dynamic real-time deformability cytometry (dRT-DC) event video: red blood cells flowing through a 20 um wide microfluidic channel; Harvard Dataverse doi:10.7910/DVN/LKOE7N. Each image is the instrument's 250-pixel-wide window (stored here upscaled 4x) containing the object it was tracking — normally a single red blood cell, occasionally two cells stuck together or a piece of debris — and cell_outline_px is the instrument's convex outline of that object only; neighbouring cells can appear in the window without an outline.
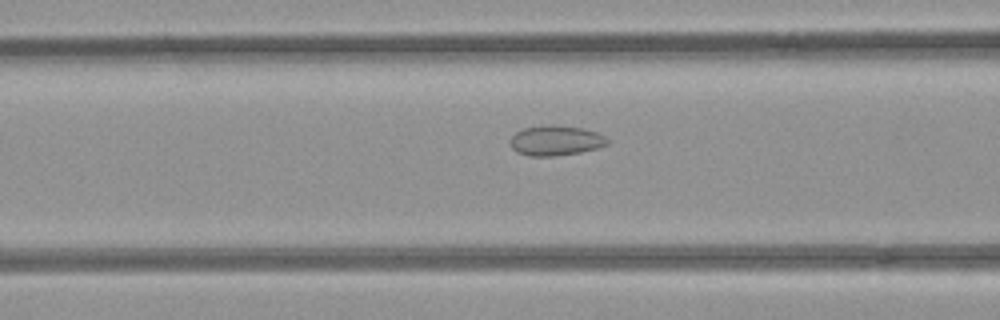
{"species": "common noctule bat (a hibernating species)", "species_latin": "Nyctalus noctula", "temperature_condition": "room temperature", "stored_images_in_passage": 35, "camera_frame_rate_fps": 3000, "um_per_image_px": 0.085, "animal": {"sex": "female", "body_mass_g": 21.9}, "frame": {"image": 1, "passage_image": 10, "time_ms": 3.0, "image_size_px": [1000, 320], "cell_outline_px": [[608, 144], [600, 148], [580, 152], [552, 156], [528, 156], [516, 152], [512, 148], [508, 140], [516, 132], [524, 128], [552, 124], [584, 128], [596, 132], [604, 136], [608, 140]], "centroid_in_image_um": [47.22, 11.94], "position_along_channel_um": 119.4, "area_um2": 17.17}}
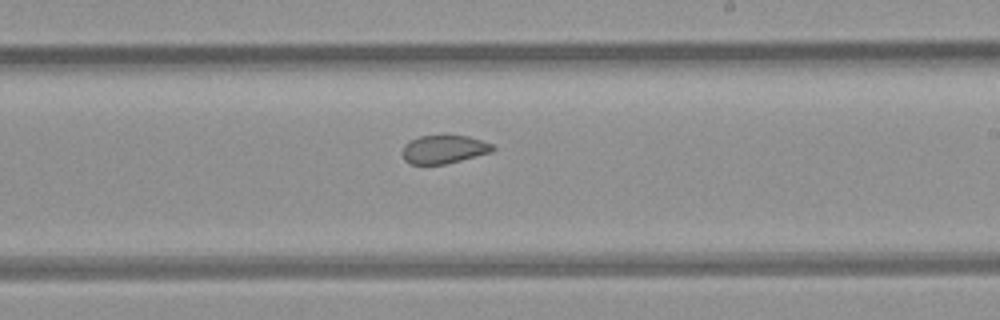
{"frame": {"image": 2, "passage_image": 20, "time_ms": 6.333, "image_size_px": [1000, 320], "cell_outline_px": [[496, 148], [492, 152], [444, 164], [408, 164], [404, 160], [400, 152], [404, 144], [420, 136], [468, 136], [492, 144]], "centroid_in_image_um": [37.69, 12.7], "position_along_channel_um": 251.3, "area_um2": 14.85}}
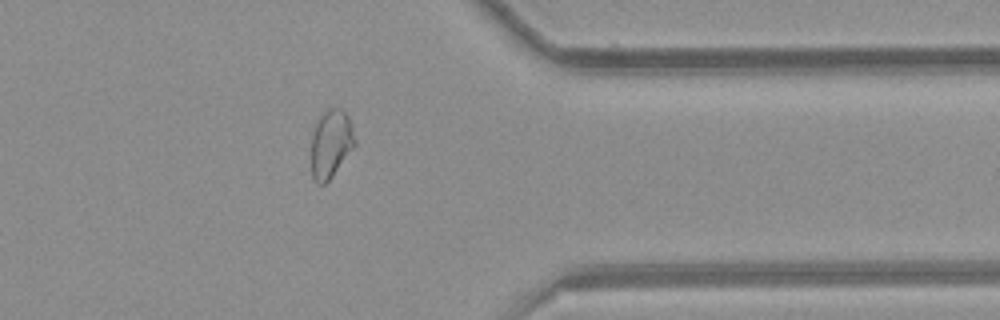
{"frame": {"image": 3, "passage_image": 31, "time_ms": 10.0, "image_size_px": [1000, 320], "cell_outline_px": [[356, 144], [332, 176], [324, 184], [316, 184], [312, 176], [312, 132], [320, 116], [328, 108], [340, 108], [348, 116], [356, 140]], "centroid_in_image_um": [28.12, 12.22], "position_along_channel_um": 383.3, "area_um2": 17.11}}